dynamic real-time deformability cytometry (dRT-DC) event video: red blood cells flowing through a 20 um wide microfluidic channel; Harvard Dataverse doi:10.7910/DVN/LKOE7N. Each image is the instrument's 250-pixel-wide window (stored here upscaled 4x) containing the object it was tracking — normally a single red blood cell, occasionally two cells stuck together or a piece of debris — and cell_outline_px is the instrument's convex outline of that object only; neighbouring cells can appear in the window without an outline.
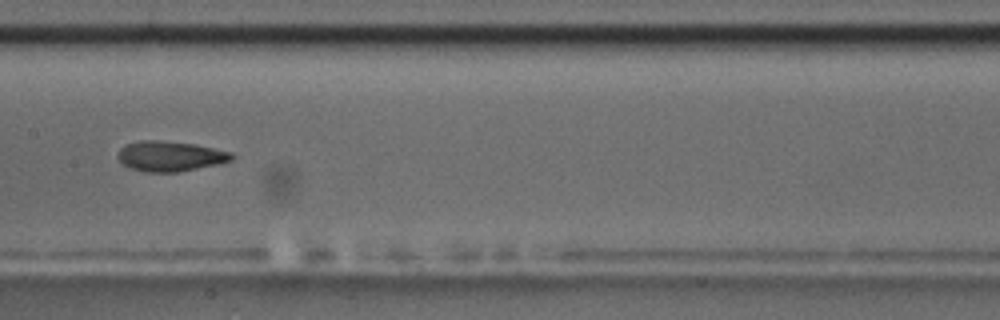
{"species": "common noctule bat (a hibernating species)", "species_latin": "Nyctalus noctula", "temperature_condition": "room temperature", "stored_images_in_passage": 9, "camera_frame_rate_fps": 3000, "um_per_image_px": 0.085, "animal": {"sex": "male", "body_mass_g": 17.5, "forearm_length_mm": 52.3}, "frame": {"image": 1, "passage_image": 7, "time_ms": 7.0, "image_size_px": [1000, 320], "cell_outline_px": [[236, 156], [232, 160], [220, 164], [180, 172], [144, 172], [128, 168], [116, 156], [120, 148], [124, 144], [140, 140], [160, 140], [196, 144], [236, 152]], "centroid_in_image_um": [14.51, 13.27], "position_along_channel_um": 192.9, "area_um2": 20.63}}